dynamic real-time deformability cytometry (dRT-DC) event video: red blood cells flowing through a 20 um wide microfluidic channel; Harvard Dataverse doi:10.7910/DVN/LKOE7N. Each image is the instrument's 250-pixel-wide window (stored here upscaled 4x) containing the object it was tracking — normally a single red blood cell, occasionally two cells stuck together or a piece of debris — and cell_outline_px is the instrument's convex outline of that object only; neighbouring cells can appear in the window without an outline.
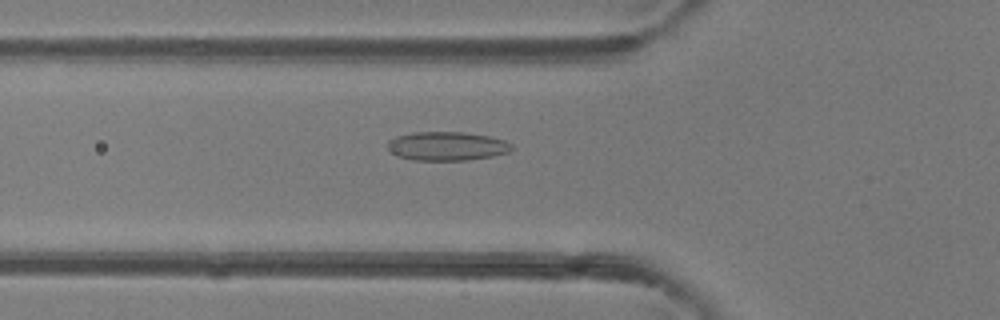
{"species": "common noctule bat (a hibernating species)", "species_latin": "Nyctalus noctula", "temperature_condition": "room temperature", "stored_images_in_passage": 42, "camera_frame_rate_fps": 3000, "um_per_image_px": 0.085, "animal": {"sex": "female"}, "frame": {"image": 1, "passage_image": 11, "time_ms": 3.333, "image_size_px": [1000, 320], "cell_outline_px": [[512, 148], [508, 152], [492, 156], [468, 160], [412, 160], [396, 156], [388, 148], [388, 140], [396, 136], [412, 132], [464, 132], [488, 136], [504, 140], [512, 144]], "centroid_in_image_um": [37.96, 12.42], "position_along_channel_um": 87.8, "area_um2": 20.87}}
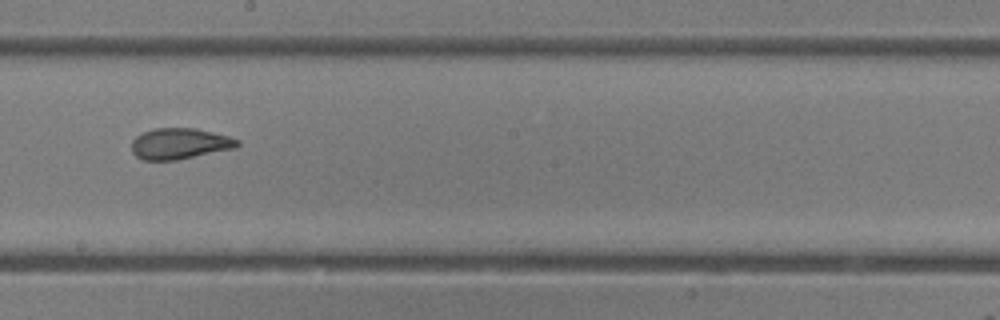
{"frame": {"image": 2, "passage_image": 21, "time_ms": 6.667, "image_size_px": [1000, 320], "cell_outline_px": [[240, 144], [236, 148], [176, 160], [144, 160], [136, 156], [132, 152], [132, 140], [140, 132], [152, 128], [196, 128], [228, 136], [240, 140]], "centroid_in_image_um": [15.26, 12.2], "position_along_channel_um": 232.9, "area_um2": 19.25}}
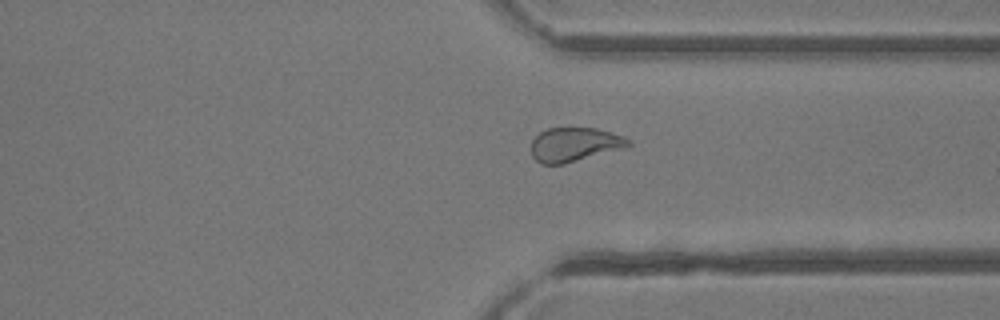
{"frame": {"image": 3, "passage_image": 30, "time_ms": 9.667, "image_size_px": [1000, 320], "cell_outline_px": [[632, 144], [624, 148], [564, 164], [540, 164], [532, 156], [532, 140], [540, 132], [548, 128], [596, 128], [624, 136], [632, 140]], "centroid_in_image_um": [48.85, 12.28], "position_along_channel_um": 362.5, "area_um2": 19.31}, "authors_computed_cell_mechanics": {"area_um2": 20.808, "velocity_mm_per_s": 4.332, "shape_relaxation_time_tau1_ms": 8.7178, "shape_relaxation_time_tau2_ms": 1.541, "deformation_change_tau1": 0.2002, "deformation_change_tau2": 0.0863}}